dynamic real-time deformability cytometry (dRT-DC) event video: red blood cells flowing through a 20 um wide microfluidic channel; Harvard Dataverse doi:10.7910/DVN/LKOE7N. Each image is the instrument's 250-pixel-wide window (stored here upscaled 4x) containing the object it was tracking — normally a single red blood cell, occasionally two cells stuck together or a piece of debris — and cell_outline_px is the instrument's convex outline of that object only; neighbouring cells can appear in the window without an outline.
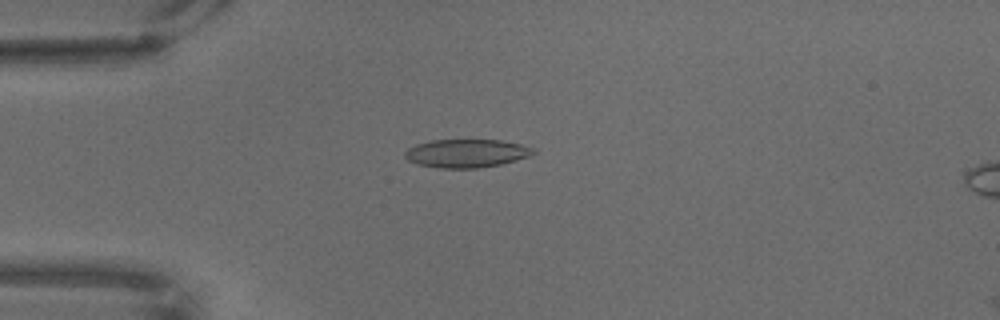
{"species": "common noctule bat (a hibernating species)", "species_latin": "Nyctalus noctula", "temperature_condition": "warm", "stored_images_in_passage": 68, "camera_frame_rate_fps": 3000, "um_per_image_px": 0.085, "animal": {"sex": "male", "body_mass_g": 18.8}, "frame": {"image": 1, "passage_image": 18, "time_ms": 5.667, "image_size_px": [1000, 320], "cell_outline_px": [[536, 152], [528, 156], [516, 160], [500, 164], [476, 168], [440, 168], [416, 164], [408, 160], [404, 156], [404, 152], [408, 148], [416, 144], [432, 140], [500, 140], [520, 144], [532, 148]], "centroid_in_image_um": [39.6, 13.03], "position_along_channel_um": 45.4, "area_um2": 21.04}}
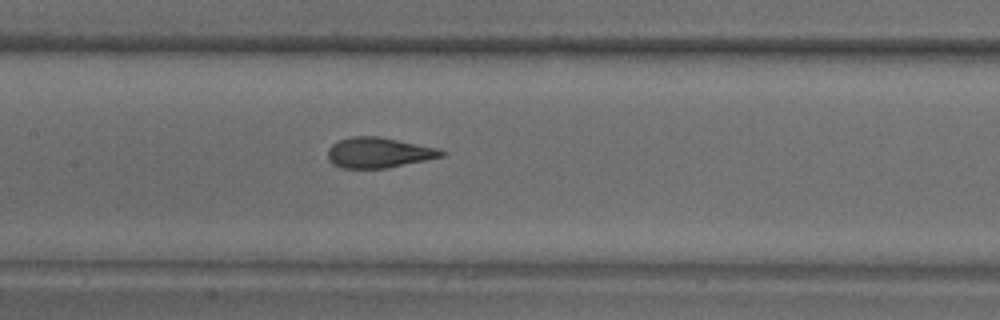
{"frame": {"image": 2, "passage_image": 33, "time_ms": 10.667, "image_size_px": [1000, 320], "cell_outline_px": [[444, 156], [384, 168], [340, 168], [332, 164], [328, 160], [328, 148], [332, 144], [340, 140], [352, 136], [380, 136], [440, 148], [444, 152]], "centroid_in_image_um": [32.16, 12.96], "position_along_channel_um": 175.2, "area_um2": 20.11}}
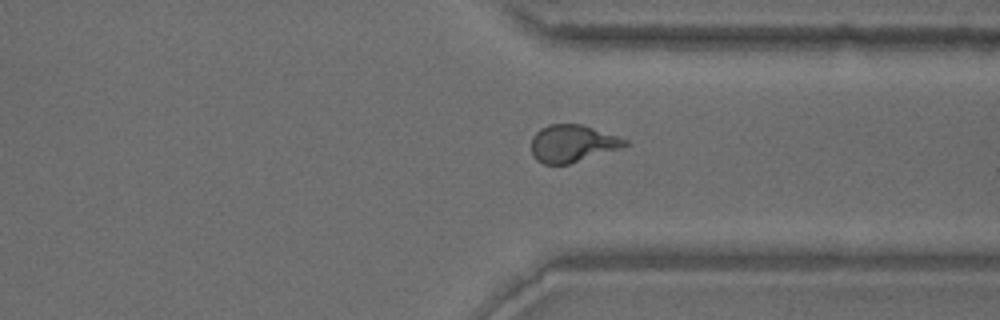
{"frame": {"image": 3, "passage_image": 52, "time_ms": 17.0, "image_size_px": [1000, 320], "cell_outline_px": [[628, 144], [620, 148], [568, 164], [544, 164], [536, 160], [532, 156], [532, 136], [540, 128], [548, 124], [584, 124], [628, 140]], "centroid_in_image_um": [48.63, 12.18], "position_along_channel_um": 362.8, "area_um2": 20.29}}